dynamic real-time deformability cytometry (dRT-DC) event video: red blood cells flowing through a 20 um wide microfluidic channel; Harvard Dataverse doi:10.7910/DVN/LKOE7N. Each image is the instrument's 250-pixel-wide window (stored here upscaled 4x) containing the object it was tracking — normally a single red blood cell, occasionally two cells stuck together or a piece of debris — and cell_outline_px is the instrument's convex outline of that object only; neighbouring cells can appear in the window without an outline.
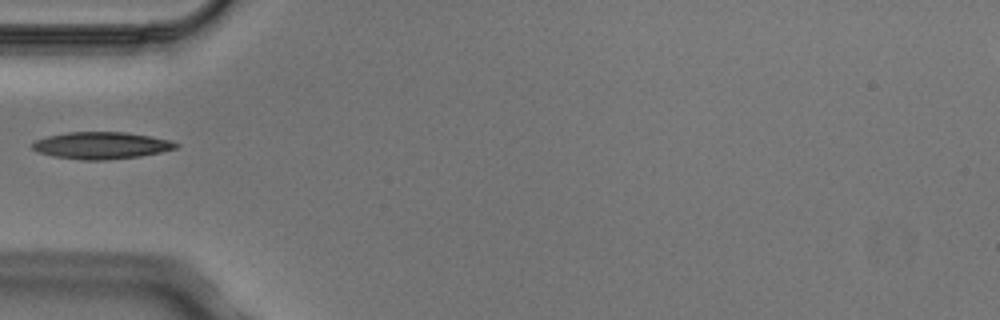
{"species": "Egyptian fruit bat (a non-hibernating species)", "species_latin": "Rousettus aegyptiacus", "temperature_condition": "cold", "stored_images_in_passage": 5, "camera_frame_rate_fps": 3000, "um_per_image_px": 0.085, "animal": {"sex": "male"}, "frame": {"image": 1, "passage_image": 5, "time_ms": 1.333, "image_size_px": [1000, 320], "cell_outline_px": [[180, 144], [176, 148], [160, 152], [140, 156], [104, 160], [84, 160], [52, 156], [40, 152], [32, 148], [32, 144], [36, 140], [48, 136], [68, 132], [124, 132], [152, 136], [172, 140]], "centroid_in_image_um": [8.65, 12.36], "position_along_channel_um": 76.4, "area_um2": 22.48}}